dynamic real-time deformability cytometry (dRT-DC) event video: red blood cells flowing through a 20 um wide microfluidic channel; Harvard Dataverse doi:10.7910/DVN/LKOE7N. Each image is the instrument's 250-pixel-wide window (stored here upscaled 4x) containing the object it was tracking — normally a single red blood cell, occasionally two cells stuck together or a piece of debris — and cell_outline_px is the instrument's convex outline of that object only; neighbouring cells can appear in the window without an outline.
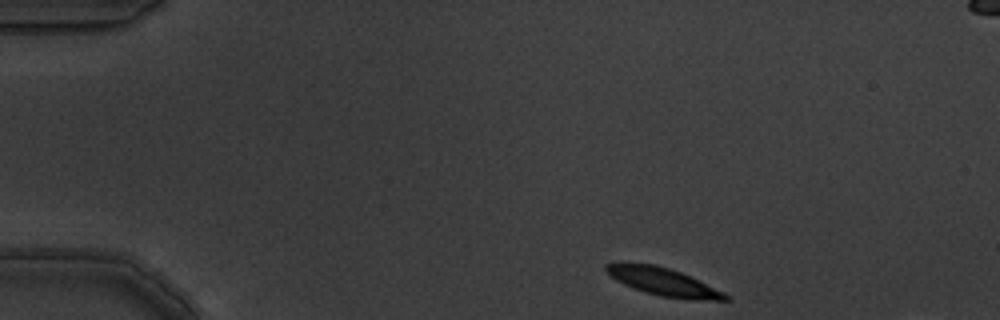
{"species": "common noctule bat (a hibernating species)", "species_latin": "Nyctalus noctula", "temperature_condition": "warm", "stored_images_in_passage": 4, "camera_frame_rate_fps": 3000, "um_per_image_px": 0.085, "animal": {"sex": "male", "body_mass_g": 19.5, "forearm_length_mm": 54.6}, "frame": {"image": 1, "passage_image": 1, "time_ms": 0.0, "image_size_px": [1000, 320], "cell_outline_px": [[728, 300], [692, 300], [660, 296], [644, 292], [632, 288], [616, 280], [604, 268], [604, 264], [616, 260], [628, 260], [656, 264], [680, 272], [724, 292], [728, 296]], "centroid_in_image_um": [56.25, 23.9], "position_along_channel_um": 28.7, "area_um2": 19.77}}